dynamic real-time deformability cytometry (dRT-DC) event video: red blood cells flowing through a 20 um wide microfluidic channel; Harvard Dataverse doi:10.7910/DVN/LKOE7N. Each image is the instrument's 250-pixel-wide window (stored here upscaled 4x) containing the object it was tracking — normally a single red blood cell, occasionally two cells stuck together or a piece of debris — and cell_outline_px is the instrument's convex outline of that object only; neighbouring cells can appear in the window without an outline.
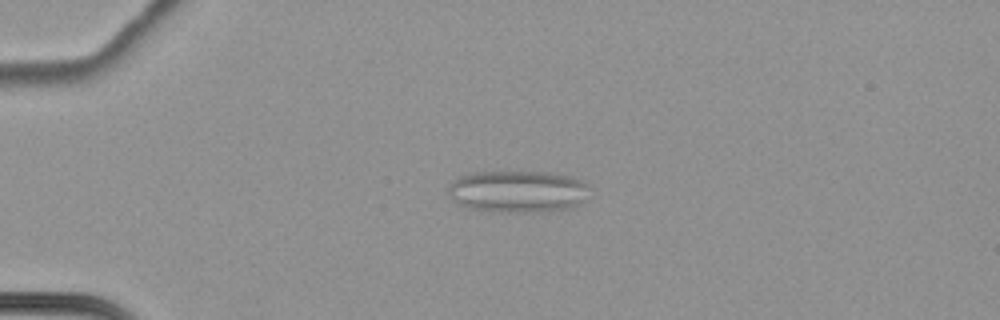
{"species": "common noctule bat (a hibernating species)", "species_latin": "Nyctalus noctula", "temperature_condition": "cold", "stored_images_in_passage": 65, "segment_of_instrument_passage": [1, 2], "camera_frame_rate_fps": 3000, "um_per_image_px": 0.085, "animal": {"sex": "female", "body_mass_g": 22.7, "forearm_length_mm": 54.2}, "frame": {"image": 1, "passage_image": 19, "time_ms": 6.0, "image_size_px": [1000, 320], "cell_outline_px": [[588, 188], [584, 200], [572, 208], [544, 212], [500, 212], [468, 208], [456, 204], [448, 196], [448, 184], [452, 180], [468, 172], [548, 172], [568, 176], [580, 180], [588, 184]], "centroid_in_image_um": [43.95, 16.28], "position_along_channel_um": 41.1, "area_um2": 35.03}}